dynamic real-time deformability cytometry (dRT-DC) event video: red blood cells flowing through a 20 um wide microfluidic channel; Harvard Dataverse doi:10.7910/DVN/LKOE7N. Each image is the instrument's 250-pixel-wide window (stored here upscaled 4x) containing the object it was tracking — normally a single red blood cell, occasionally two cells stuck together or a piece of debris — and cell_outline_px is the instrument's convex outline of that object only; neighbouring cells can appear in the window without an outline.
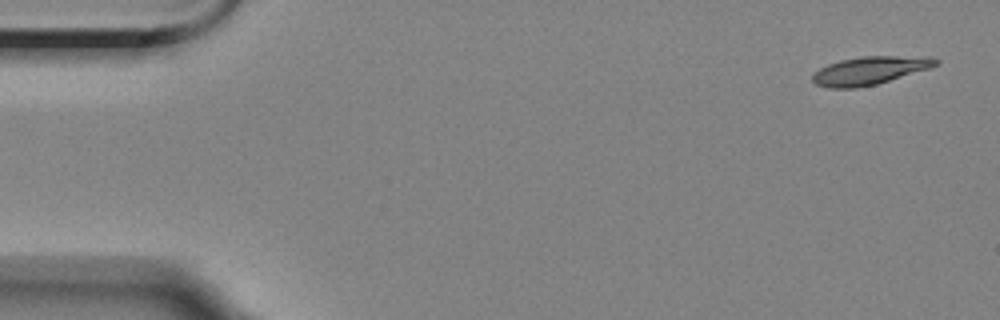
{"species": "Egyptian fruit bat (a non-hibernating species)", "species_latin": "Rousettus aegyptiacus", "temperature_condition": "room temperature", "stored_images_in_passage": 5, "segment_of_instrument_passage": [2, 2], "camera_frame_rate_fps": 3000, "um_per_image_px": 0.085, "animal": {"sex": "female"}, "frame": {"image": 1, "passage_image": 5, "time_ms": 6.0, "image_size_px": [1000, 320], "cell_outline_px": [[940, 64], [932, 68], [876, 84], [856, 88], [828, 88], [816, 84], [812, 80], [812, 72], [828, 64], [840, 60], [860, 56], [932, 56], [940, 60]], "centroid_in_image_um": [73.97, 5.98], "position_along_channel_um": 11.0, "area_um2": 20.52}}